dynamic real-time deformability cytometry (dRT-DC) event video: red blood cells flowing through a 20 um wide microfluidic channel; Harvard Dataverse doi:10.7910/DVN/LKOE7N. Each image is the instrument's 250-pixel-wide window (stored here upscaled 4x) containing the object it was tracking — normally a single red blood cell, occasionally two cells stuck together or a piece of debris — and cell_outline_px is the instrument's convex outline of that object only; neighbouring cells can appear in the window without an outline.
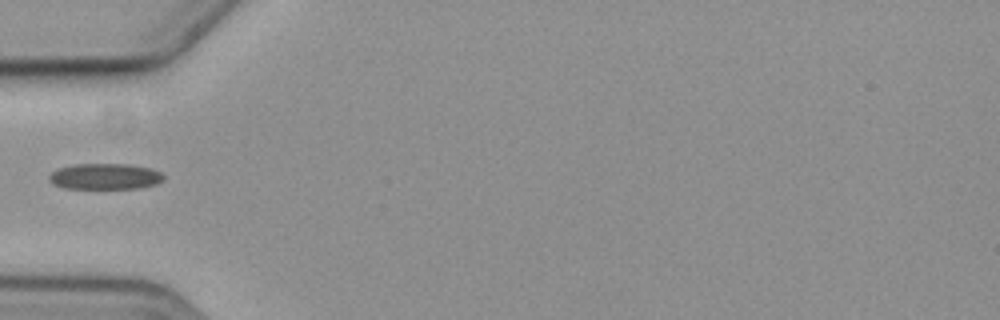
{"species": "common noctule bat (a hibernating species)", "species_latin": "Nyctalus noctula", "temperature_condition": "cold", "stored_images_in_passage": 2, "camera_frame_rate_fps": 3000, "um_per_image_px": 0.085, "animal": {"sex": "female", "body_mass_g": 19.3, "forearm_length_mm": 54.1}, "frame": {"image": 1, "passage_image": 2, "time_ms": 4.333, "image_size_px": [1000, 320], "cell_outline_px": [[164, 180], [156, 184], [140, 188], [64, 188], [52, 184], [48, 180], [48, 176], [56, 168], [72, 164], [128, 164], [152, 168], [160, 172], [164, 176]], "centroid_in_image_um": [8.9, 14.99], "position_along_channel_um": 76.1, "area_um2": 17.51}}